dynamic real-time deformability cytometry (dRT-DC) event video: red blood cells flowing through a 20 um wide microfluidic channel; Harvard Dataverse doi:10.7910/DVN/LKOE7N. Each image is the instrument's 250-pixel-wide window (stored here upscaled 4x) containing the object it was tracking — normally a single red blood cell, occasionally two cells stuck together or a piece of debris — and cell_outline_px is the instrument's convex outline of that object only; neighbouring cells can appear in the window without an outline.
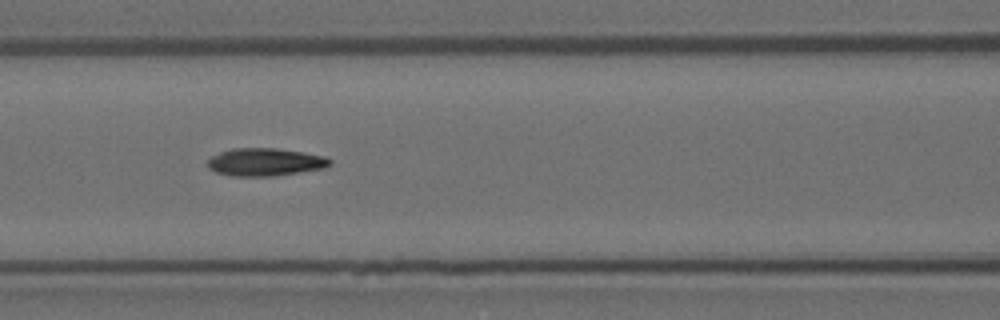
{"species": "Egyptian fruit bat (a non-hibernating species)", "species_latin": "Rousettus aegyptiacus", "temperature_condition": "room temperature", "stored_images_in_passage": 8, "camera_frame_rate_fps": 3000, "um_per_image_px": 0.085, "animal": {"sex": "female"}, "frame": {"image": 1, "passage_image": 7, "time_ms": 2.0, "image_size_px": [1000, 320], "cell_outline_px": [[332, 164], [324, 168], [300, 172], [272, 176], [232, 176], [216, 172], [208, 168], [208, 160], [212, 156], [220, 152], [232, 148], [276, 148], [304, 152], [324, 156], [332, 160]], "centroid_in_image_um": [22.55, 13.77], "position_along_channel_um": 144.1, "area_um2": 19.83}}
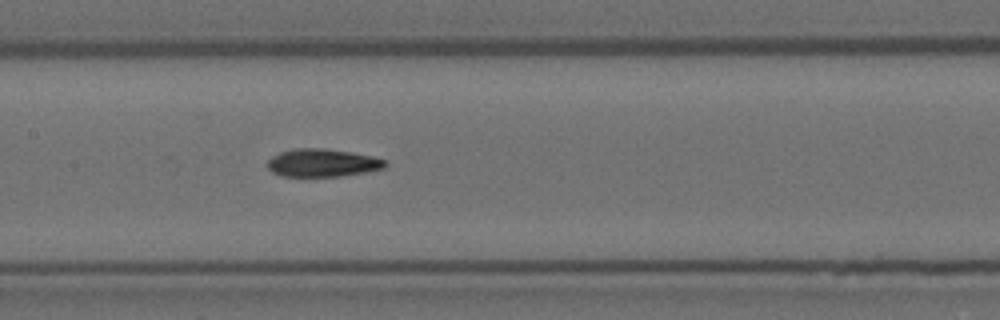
{"frame": {"image": 2, "passage_image": 8, "time_ms": 2.333, "image_size_px": [1000, 320], "cell_outline_px": [[388, 164], [384, 168], [364, 172], [340, 176], [280, 176], [272, 172], [268, 168], [268, 160], [272, 156], [280, 152], [296, 148], [324, 148], [352, 152], [372, 156], [384, 160]], "centroid_in_image_um": [27.39, 13.84], "position_along_channel_um": 180.0, "area_um2": 19.07}}